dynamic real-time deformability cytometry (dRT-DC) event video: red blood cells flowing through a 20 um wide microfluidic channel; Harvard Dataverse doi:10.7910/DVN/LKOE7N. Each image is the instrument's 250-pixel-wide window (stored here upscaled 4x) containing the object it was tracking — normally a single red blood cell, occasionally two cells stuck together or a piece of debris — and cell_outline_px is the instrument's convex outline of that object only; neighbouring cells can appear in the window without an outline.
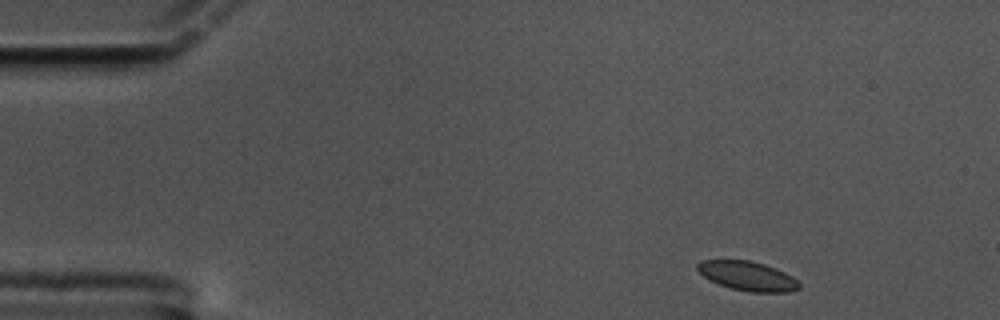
{"species": "common noctule bat (a hibernating species)", "species_latin": "Nyctalus noctula", "temperature_condition": "cold", "stored_images_in_passage": 22, "camera_frame_rate_fps": 3000, "um_per_image_px": 0.085, "animal": {"sex": "male", "body_mass_g": 17.5, "forearm_length_mm": 52.3}, "frame": {"image": 1, "passage_image": 1, "time_ms": 0.0, "image_size_px": [1000, 320], "cell_outline_px": [[800, 288], [788, 292], [752, 292], [732, 288], [708, 280], [696, 268], [696, 264], [700, 260], [748, 260], [764, 264], [776, 268], [792, 276], [800, 284]], "centroid_in_image_um": [63.53, 23.45], "position_along_channel_um": 21.5, "area_um2": 17.28}}
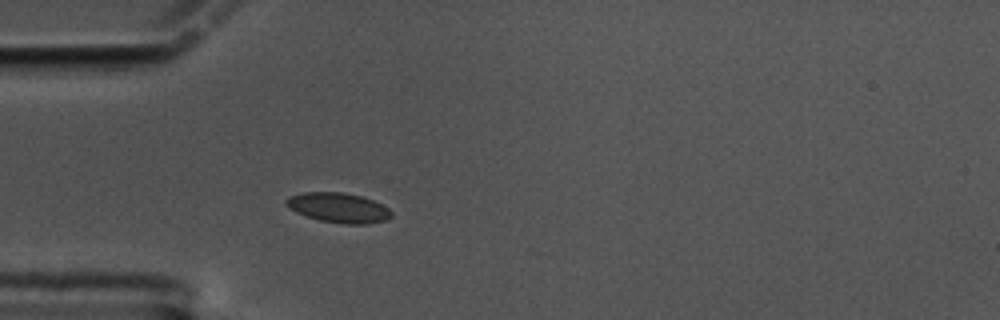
{"frame": {"image": 2, "passage_image": 11, "time_ms": 3.333, "image_size_px": [1000, 320], "cell_outline_px": [[392, 216], [384, 220], [368, 224], [344, 224], [320, 220], [296, 212], [284, 204], [284, 200], [288, 196], [304, 192], [340, 192], [364, 196], [388, 208], [392, 212]], "centroid_in_image_um": [28.75, 17.64], "position_along_channel_um": 56.3, "area_um2": 18.26}}
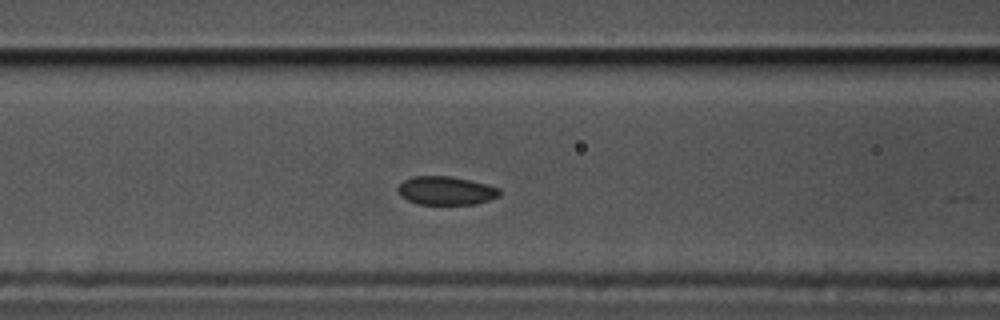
{"frame": {"image": 3, "passage_image": 18, "time_ms": 5.667, "image_size_px": [1000, 320], "cell_outline_px": [[500, 196], [476, 204], [420, 204], [408, 200], [400, 196], [396, 192], [396, 188], [404, 180], [412, 176], [452, 176], [500, 188]], "centroid_in_image_um": [37.87, 16.2], "position_along_channel_um": 128.7, "area_um2": 16.88}}